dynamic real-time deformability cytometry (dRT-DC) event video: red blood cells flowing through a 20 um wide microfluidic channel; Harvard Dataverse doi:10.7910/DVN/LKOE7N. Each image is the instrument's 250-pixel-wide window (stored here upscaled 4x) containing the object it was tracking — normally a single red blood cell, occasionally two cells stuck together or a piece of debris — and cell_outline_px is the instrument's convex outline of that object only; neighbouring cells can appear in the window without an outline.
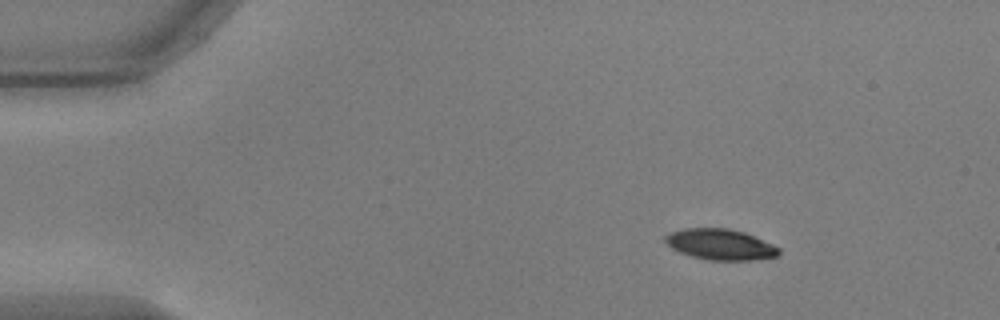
{"species": "common noctule bat (a hibernating species)", "species_latin": "Nyctalus noctula", "temperature_condition": "warm", "stored_images_in_passage": 48, "camera_frame_rate_fps": 3000, "um_per_image_px": 0.085, "animal": {"sex": "male", "body_mass_g": 17.9, "forearm_length_mm": 54.2}, "frame": {"image": 1, "passage_image": 1, "time_ms": 0.0, "image_size_px": [1000, 320], "cell_outline_px": [[780, 252], [776, 256], [752, 260], [708, 260], [692, 256], [680, 252], [672, 248], [664, 240], [664, 236], [672, 232], [684, 228], [728, 228], [744, 232], [772, 244], [780, 248]], "centroid_in_image_um": [61.22, 20.77], "position_along_channel_um": 23.8, "area_um2": 20.23}}
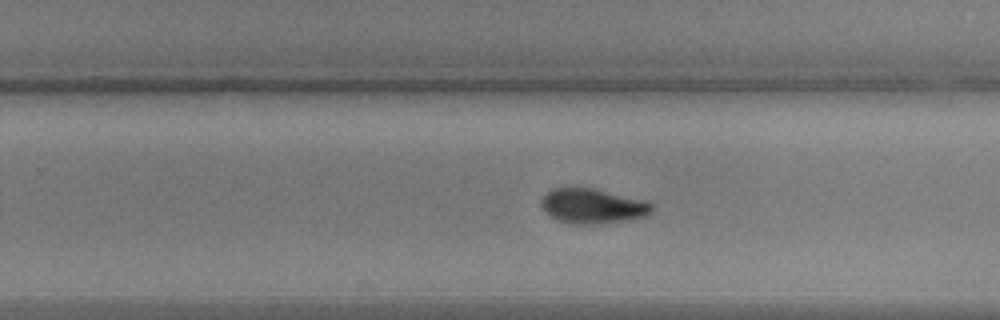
{"frame": {"image": 2, "passage_image": 28, "time_ms": 9.0, "image_size_px": [1000, 320], "cell_outline_px": [[652, 208], [644, 216], [632, 220], [596, 224], [572, 224], [560, 220], [552, 216], [540, 208], [540, 200], [552, 188], [572, 184], [592, 188], [644, 200], [652, 204]], "centroid_in_image_um": [50.3, 17.48], "position_along_channel_um": 279.5, "area_um2": 22.83}}
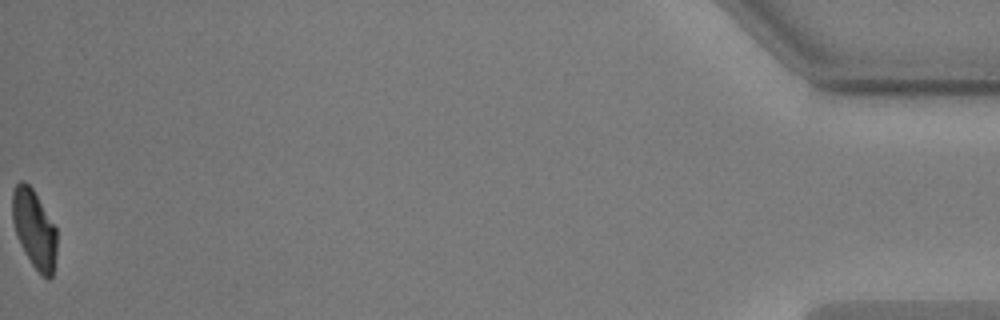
{"frame": {"image": 3, "passage_image": 48, "time_ms": 15.667, "image_size_px": [1000, 320], "cell_outline_px": [[56, 256], [52, 276], [48, 280], [32, 264], [24, 252], [16, 236], [12, 220], [12, 192], [16, 184], [20, 180], [24, 180], [32, 188], [56, 228]], "centroid_in_image_um": [2.89, 19.45], "position_along_channel_um": 432.3, "area_um2": 20.17}, "authors_computed_cell_mechanics": {"area_um2": 22.0507, "velocity_mm_per_s": 3.7125, "shape_relaxation_time_tau1_ms": 2.892, "shape_relaxation_time_tau2_ms": 3.4287, "deformation_change_tau1": 0.1388, "deformation_change_tau2": 0.0769}}